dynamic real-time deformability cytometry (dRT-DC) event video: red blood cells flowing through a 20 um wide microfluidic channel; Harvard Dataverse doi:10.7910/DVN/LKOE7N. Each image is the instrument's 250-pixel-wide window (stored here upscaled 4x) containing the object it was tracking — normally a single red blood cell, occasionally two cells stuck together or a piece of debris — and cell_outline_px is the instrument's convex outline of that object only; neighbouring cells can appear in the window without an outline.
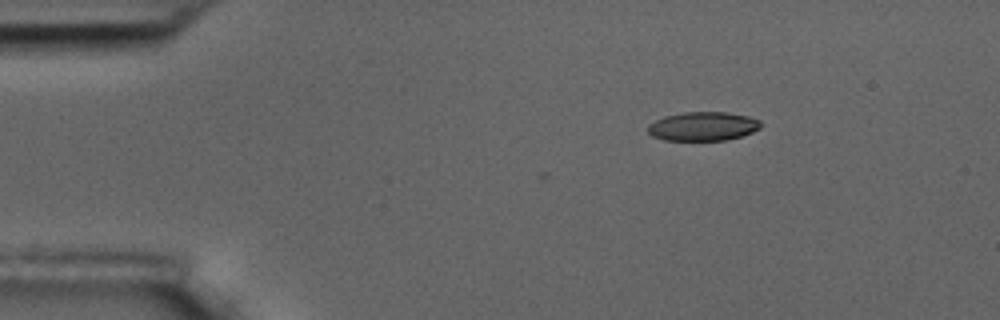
{"species": "common noctule bat (a hibernating species)", "species_latin": "Nyctalus noctula", "temperature_condition": "room temperature", "stored_images_in_passage": 4, "camera_frame_rate_fps": 3000, "um_per_image_px": 0.085, "animal": {"sex": "male", "body_mass_g": 17.5, "forearm_length_mm": 52.3}, "frame": {"image": 1, "passage_image": 1, "time_ms": 0.0, "image_size_px": [1000, 320], "cell_outline_px": [[760, 128], [752, 132], [728, 140], [664, 140], [652, 136], [648, 132], [648, 124], [664, 116], [684, 112], [724, 112], [748, 116], [760, 120]], "centroid_in_image_um": [59.73, 10.73], "position_along_channel_um": 25.3, "area_um2": 18.96}}